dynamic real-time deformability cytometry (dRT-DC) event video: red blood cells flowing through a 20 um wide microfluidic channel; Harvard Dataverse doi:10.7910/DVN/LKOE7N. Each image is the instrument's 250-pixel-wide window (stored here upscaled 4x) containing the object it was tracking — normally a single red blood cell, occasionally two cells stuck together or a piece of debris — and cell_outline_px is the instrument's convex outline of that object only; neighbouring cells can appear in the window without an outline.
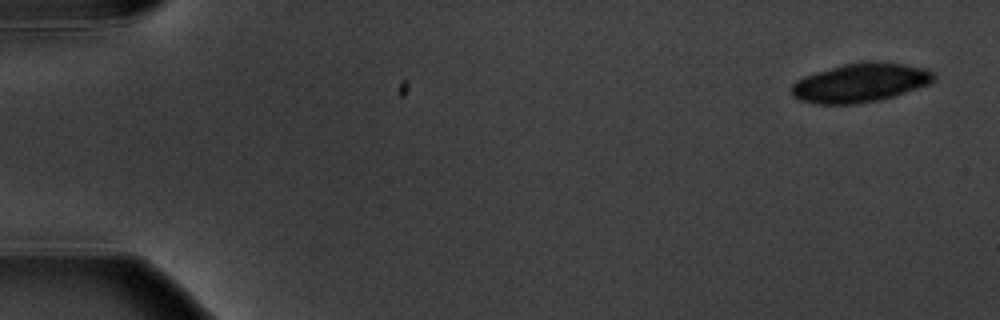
{"species": "common noctule bat (a hibernating species)", "species_latin": "Nyctalus noctula", "temperature_condition": "warm", "stored_images_in_passage": 6, "segment_of_instrument_passage": [1, 2], "camera_frame_rate_fps": 3000, "um_per_image_px": 0.085, "animal": {"sex": "male", "body_mass_g": 20.1, "forearm_length_mm": 53.5}, "frame": {"image": 1, "passage_image": 1, "time_ms": 0.0, "image_size_px": [1000, 320], "cell_outline_px": [[936, 80], [928, 84], [880, 100], [856, 104], [816, 104], [800, 100], [792, 96], [792, 84], [796, 80], [804, 76], [816, 72], [844, 64], [864, 60], [872, 60], [900, 64], [924, 68], [932, 72], [936, 76]], "centroid_in_image_um": [73.1, 7.03], "position_along_channel_um": 11.9, "area_um2": 32.19}}